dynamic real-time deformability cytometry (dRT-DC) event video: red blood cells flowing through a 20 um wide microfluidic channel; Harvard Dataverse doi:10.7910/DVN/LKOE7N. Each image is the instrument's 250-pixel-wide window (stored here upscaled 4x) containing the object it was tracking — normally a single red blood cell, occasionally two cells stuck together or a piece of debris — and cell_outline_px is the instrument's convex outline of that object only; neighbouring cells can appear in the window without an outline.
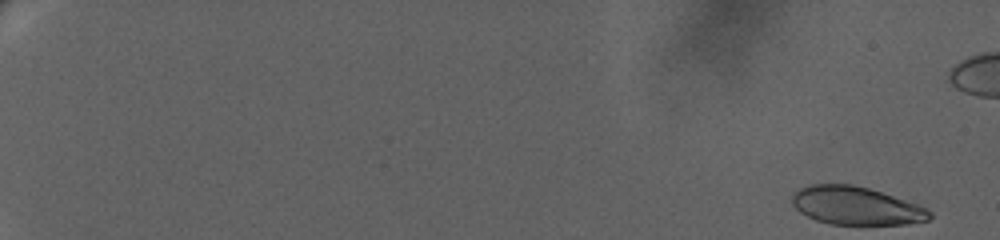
{"species": "human", "species_latin": "Homo sapiens", "temperature_condition": "warm", "stored_images_in_passage": 36, "camera_frame_rate_fps": 3000, "um_per_image_px": 0.085, "donor": {"sex": "female"}, "frame": {"image": 1, "passage_image": 1, "time_ms": 0.0, "image_size_px": [1000, 240], "cell_outline_px": [[932, 216], [928, 220], [904, 224], [832, 224], [816, 220], [800, 212], [792, 204], [792, 196], [800, 188], [812, 184], [852, 184], [868, 188], [928, 208], [932, 212]], "centroid_in_image_um": [72.76, 17.49], "position_along_channel_um": 12.2, "area_um2": 30.17}}
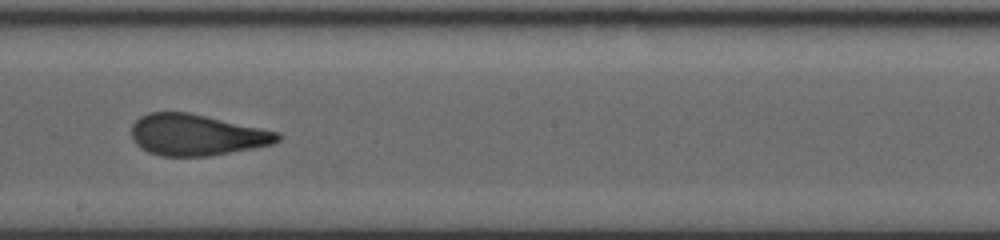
{"frame": {"image": 2, "passage_image": 24, "time_ms": 13.667, "image_size_px": [1000, 240], "cell_outline_px": [[284, 136], [280, 140], [272, 144], [252, 148], [208, 156], [160, 156], [148, 152], [140, 148], [136, 144], [132, 136], [132, 124], [140, 116], [148, 112], [188, 112], [280, 132]], "centroid_in_image_um": [16.7, 11.46], "position_along_channel_um": 231.5, "area_um2": 35.14}}
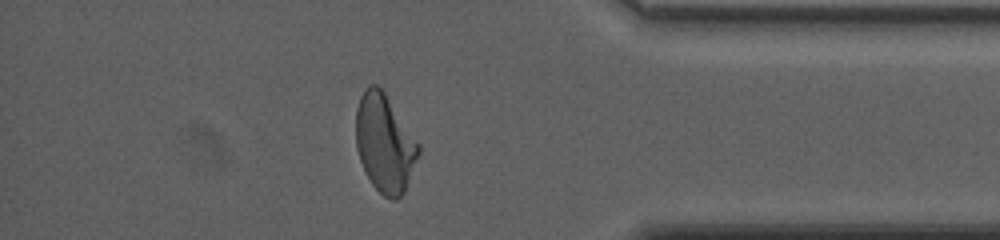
{"frame": {"image": 3, "passage_image": 33, "time_ms": 19.333, "image_size_px": [1000, 240], "cell_outline_px": [[420, 152], [404, 192], [396, 200], [392, 200], [384, 196], [372, 184], [360, 160], [356, 148], [356, 108], [360, 96], [368, 84], [376, 84], [384, 92], [420, 144]], "centroid_in_image_um": [32.69, 12.16], "position_along_channel_um": 402.5, "area_um2": 35.49}}